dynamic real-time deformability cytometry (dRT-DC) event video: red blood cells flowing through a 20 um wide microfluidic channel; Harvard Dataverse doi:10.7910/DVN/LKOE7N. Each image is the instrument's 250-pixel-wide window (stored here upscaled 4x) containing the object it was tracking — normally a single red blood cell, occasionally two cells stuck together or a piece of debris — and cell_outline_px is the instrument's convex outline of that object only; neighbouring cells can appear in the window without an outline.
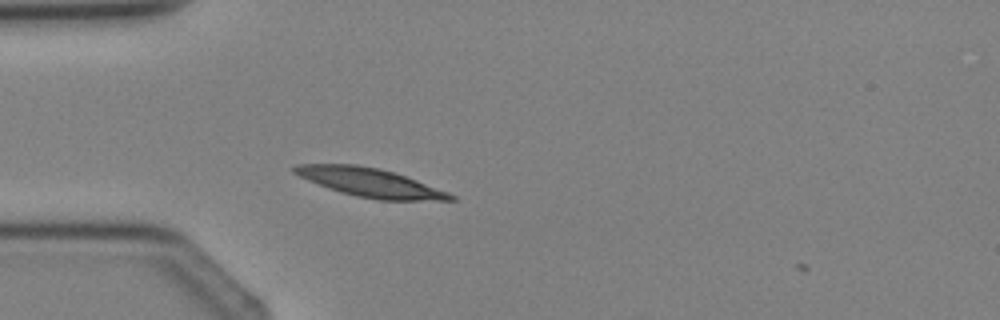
{"species": "Egyptian fruit bat (a non-hibernating species)", "species_latin": "Rousettus aegyptiacus", "temperature_condition": "cold", "stored_images_in_passage": 1, "camera_frame_rate_fps": 3000, "um_per_image_px": 0.085, "animal": {"sex": "female"}, "frame": {"image": 1, "passage_image": 1, "time_ms": 0.0, "image_size_px": [1000, 320], "cell_outline_px": [[456, 200], [380, 200], [356, 196], [340, 192], [328, 188], [308, 180], [292, 172], [292, 168], [296, 164], [356, 164], [376, 168], [392, 172], [416, 180], [448, 192], [456, 196]], "centroid_in_image_um": [31.43, 15.51], "position_along_channel_um": 53.6, "area_um2": 25.72}}